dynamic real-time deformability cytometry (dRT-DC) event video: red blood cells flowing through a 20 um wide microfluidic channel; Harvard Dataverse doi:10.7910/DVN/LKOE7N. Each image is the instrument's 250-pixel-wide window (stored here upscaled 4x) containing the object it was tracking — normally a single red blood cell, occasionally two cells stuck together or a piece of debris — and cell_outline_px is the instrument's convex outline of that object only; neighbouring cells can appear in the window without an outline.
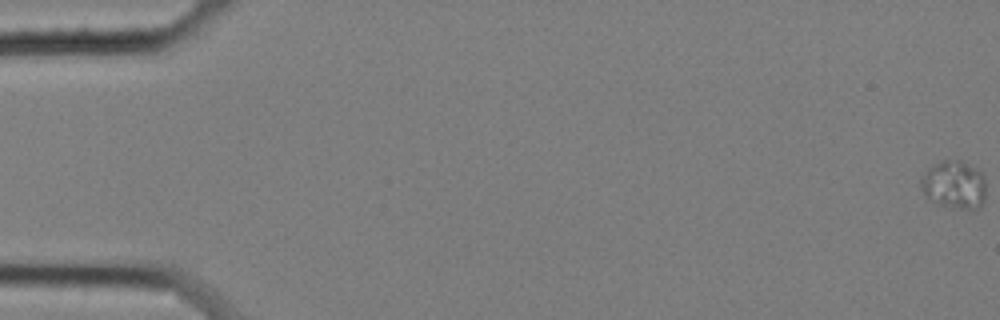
{"species": "common noctule bat (a hibernating species)", "species_latin": "Nyctalus noctula", "temperature_condition": "cold", "stored_images_in_passage": 60, "camera_frame_rate_fps": 3000, "um_per_image_px": 0.085, "animal": {"sex": "female", "body_mass_g": 25.1}, "frame": {"image": 1, "passage_image": 1, "time_ms": 0.0, "image_size_px": [1000, 320], "cell_outline_px": [[984, 200], [980, 208], [960, 208], [940, 204], [928, 196], [924, 192], [920, 184], [920, 180], [924, 172], [928, 168], [940, 160], [960, 160], [984, 172]], "centroid_in_image_um": [81.12, 15.66], "position_along_channel_um": 3.9, "area_um2": 17.98}}
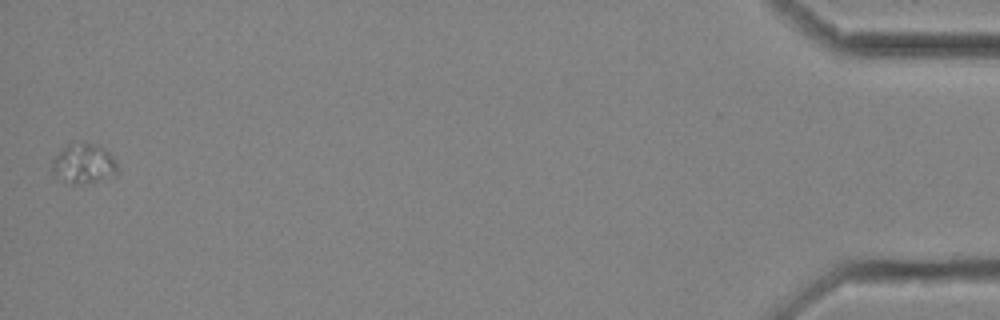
{"frame": {"image": 2, "passage_image": 60, "time_ms": 19.667, "image_size_px": [1000, 320], "cell_outline_px": [[116, 176], [84, 184], [72, 184], [64, 180], [52, 172], [52, 160], [60, 148], [84, 144], [92, 144], [108, 152], [116, 160]], "centroid_in_image_um": [7.11, 13.96], "position_along_channel_um": 428.1, "area_um2": 14.68}}